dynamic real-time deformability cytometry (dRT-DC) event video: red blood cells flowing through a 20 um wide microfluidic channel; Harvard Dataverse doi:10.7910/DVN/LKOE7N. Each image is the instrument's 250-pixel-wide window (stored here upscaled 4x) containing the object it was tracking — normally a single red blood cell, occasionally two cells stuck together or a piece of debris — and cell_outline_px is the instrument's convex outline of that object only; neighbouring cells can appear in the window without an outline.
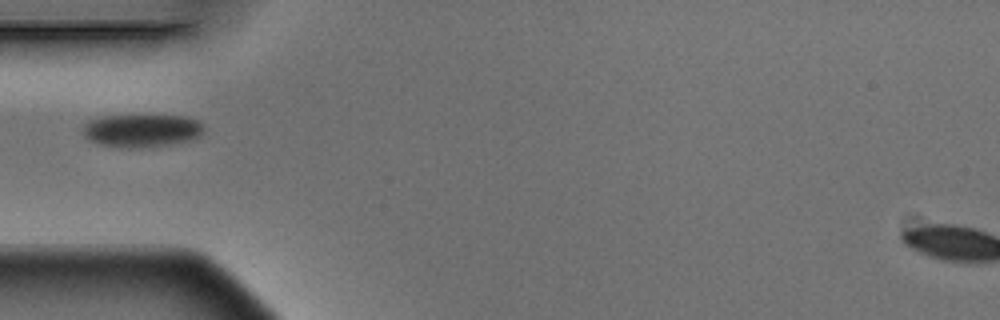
{"species": "Egyptian fruit bat (a non-hibernating species)", "species_latin": "Rousettus aegyptiacus", "temperature_condition": "warm", "stored_images_in_passage": 5, "camera_frame_rate_fps": 3000, "um_per_image_px": 0.085, "animal": {"sex": "male"}, "frame": {"image": 1, "passage_image": 5, "time_ms": 1.333, "image_size_px": [1000, 320], "cell_outline_px": [[204, 132], [200, 136], [192, 140], [168, 144], [128, 148], [100, 144], [92, 140], [84, 132], [84, 124], [88, 120], [104, 116], [184, 116], [200, 120], [204, 124]], "centroid_in_image_um": [12.13, 11.08], "position_along_channel_um": 72.9, "area_um2": 22.89}}